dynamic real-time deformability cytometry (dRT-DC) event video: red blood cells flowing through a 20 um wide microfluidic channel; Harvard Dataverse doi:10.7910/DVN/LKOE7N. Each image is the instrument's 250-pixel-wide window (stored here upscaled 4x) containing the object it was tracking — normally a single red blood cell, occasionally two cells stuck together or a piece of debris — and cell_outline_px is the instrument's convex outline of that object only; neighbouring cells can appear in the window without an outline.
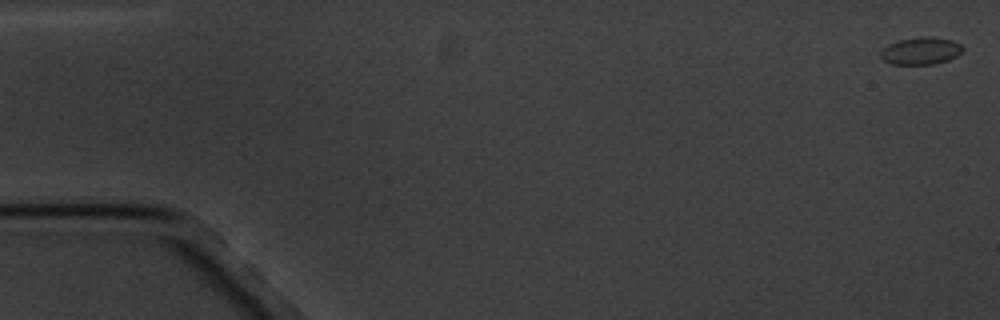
{"species": "common noctule bat (a hibernating species)", "species_latin": "Nyctalus noctula", "temperature_condition": "cold", "stored_images_in_passage": 5, "camera_frame_rate_fps": 3000, "um_per_image_px": 0.085, "animal": {"sex": "male", "body_mass_g": 20.1, "forearm_length_mm": 53.5}, "frame": {"image": 1, "passage_image": 1, "time_ms": 0.0, "image_size_px": [1000, 320], "cell_outline_px": [[964, 48], [956, 56], [948, 60], [932, 64], [892, 64], [884, 60], [880, 56], [880, 52], [888, 44], [900, 40], [924, 36], [932, 36], [952, 40], [960, 44]], "centroid_in_image_um": [78.27, 4.32], "position_along_channel_um": 6.7, "area_um2": 12.95}}